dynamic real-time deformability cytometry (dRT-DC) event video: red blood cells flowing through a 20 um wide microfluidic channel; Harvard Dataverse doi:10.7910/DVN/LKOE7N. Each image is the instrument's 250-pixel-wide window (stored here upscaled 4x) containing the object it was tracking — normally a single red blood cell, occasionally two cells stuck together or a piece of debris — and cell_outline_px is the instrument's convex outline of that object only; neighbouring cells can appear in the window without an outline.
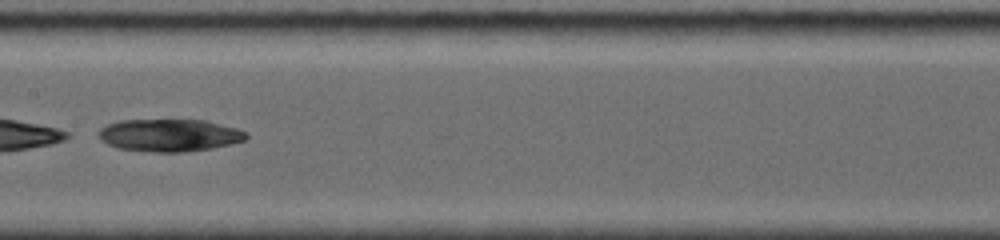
{"species": "common noctule bat (a hibernating species)", "species_latin": "Nyctalus noctula", "temperature_condition": "room temperature", "stored_images_in_passage": 10, "camera_frame_rate_fps": 5000, "um_per_image_px": 0.085, "animal": {"sex": "female", "body_mass_g": 19.0, "forearm_length_mm": 56.7}, "frame": {"image": 1, "passage_image": 7, "time_ms": 4.2, "image_size_px": [1000, 240], "cell_outline_px": [[248, 136], [244, 140], [228, 144], [208, 148], [180, 152], [156, 152], [120, 148], [108, 144], [100, 140], [96, 132], [100, 128], [108, 124], [120, 120], [204, 120], [236, 128], [244, 132]], "centroid_in_image_um": [14.33, 11.48], "position_along_channel_um": 193.1, "area_um2": 27.51}}